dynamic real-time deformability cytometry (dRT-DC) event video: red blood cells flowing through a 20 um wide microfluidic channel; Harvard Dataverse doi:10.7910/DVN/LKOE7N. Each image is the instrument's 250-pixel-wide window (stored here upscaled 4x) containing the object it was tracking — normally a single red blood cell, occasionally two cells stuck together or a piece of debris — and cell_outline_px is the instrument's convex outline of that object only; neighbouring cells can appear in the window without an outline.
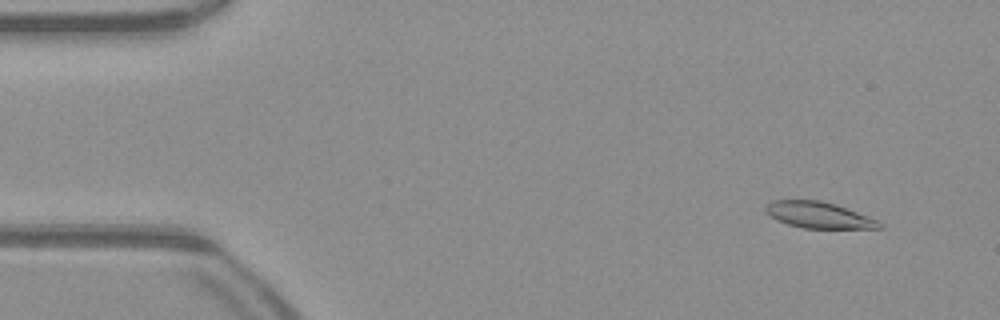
{"species": "common noctule bat (a hibernating species)", "species_latin": "Nyctalus noctula", "temperature_condition": "warm", "stored_images_in_passage": 51, "camera_frame_rate_fps": 3000, "um_per_image_px": 0.085, "animal": {"sex": "male", "body_mass_g": 23.1, "forearm_length_mm": 52.7}, "frame": {"image": 1, "passage_image": 4, "time_ms": 1.0, "image_size_px": [1000, 320], "cell_outline_px": [[884, 228], [804, 228], [788, 224], [776, 220], [764, 212], [764, 208], [772, 200], [820, 200], [836, 204], [876, 220], [884, 224]], "centroid_in_image_um": [69.55, 18.28], "position_along_channel_um": 15.5, "area_um2": 17.28}}
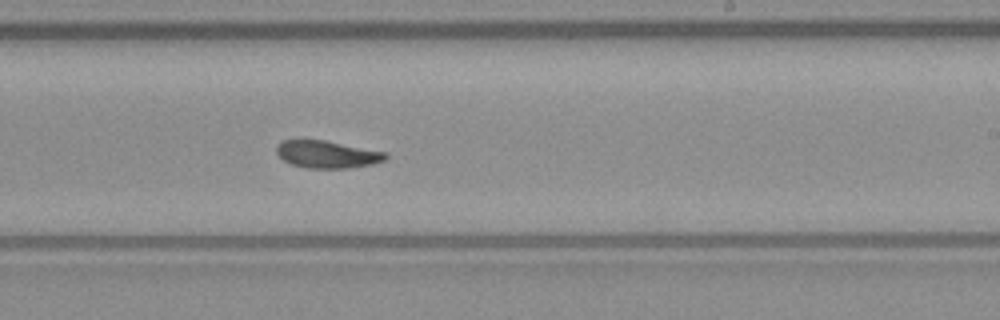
{"frame": {"image": 2, "passage_image": 30, "time_ms": 9.667, "image_size_px": [1000, 320], "cell_outline_px": [[388, 156], [384, 160], [372, 164], [348, 168], [308, 168], [292, 164], [284, 160], [276, 152], [276, 144], [284, 140], [324, 140], [388, 152]], "centroid_in_image_um": [27.82, 13.11], "position_along_channel_um": 261.2, "area_um2": 17.34}}
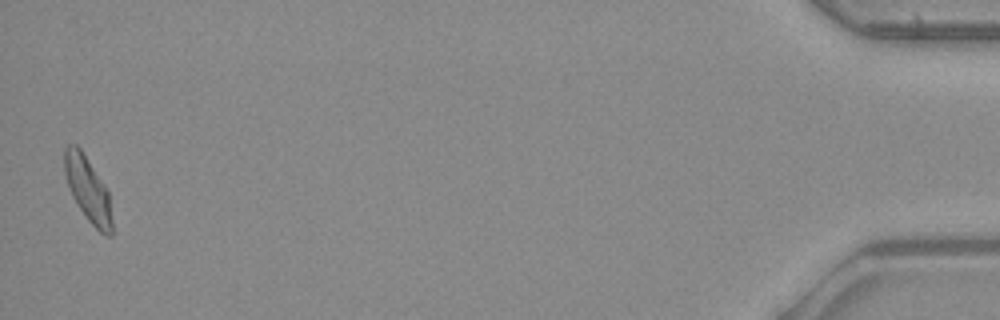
{"frame": {"image": 3, "passage_image": 50, "time_ms": 16.333, "image_size_px": [1000, 320], "cell_outline_px": [[112, 236], [108, 236], [100, 232], [88, 220], [72, 196], [64, 172], [64, 148], [68, 144], [76, 144], [80, 148], [108, 192], [112, 220]], "centroid_in_image_um": [7.45, 16.09], "position_along_channel_um": 427.7, "area_um2": 17.51}, "authors_computed_cell_mechanics": {"area_um2": 17.918, "velocity_mm_per_s": 4.0441, "shape_relaxation_time_tau1_ms": 5.2344, "shape_relaxation_time_tau2_ms": 1.934, "deformation_change_tau1": 0.1407, "deformation_change_tau2": 0.0777}}